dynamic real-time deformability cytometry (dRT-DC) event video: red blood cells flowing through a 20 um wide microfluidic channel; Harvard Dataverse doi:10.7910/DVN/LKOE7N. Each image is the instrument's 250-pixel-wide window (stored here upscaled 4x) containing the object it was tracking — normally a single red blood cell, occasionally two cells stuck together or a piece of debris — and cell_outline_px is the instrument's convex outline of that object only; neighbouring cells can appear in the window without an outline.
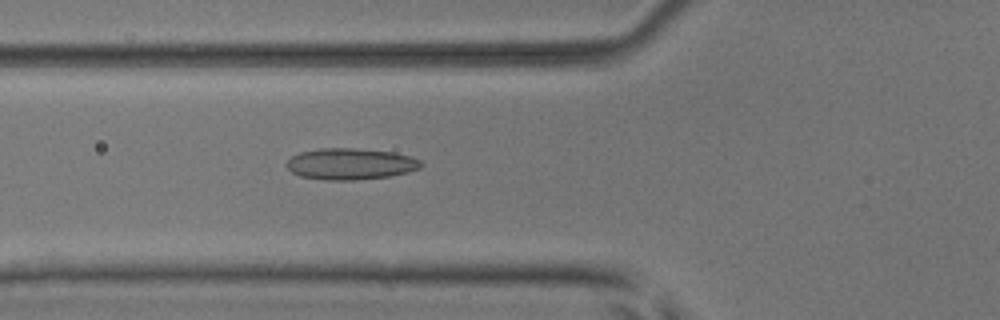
{"species": "common noctule bat (a hibernating species)", "species_latin": "Nyctalus noctula", "temperature_condition": "room temperature", "stored_images_in_passage": 42, "camera_frame_rate_fps": 3000, "um_per_image_px": 0.085, "animal": {"sex": "male", "body_mass_g": 17.9, "forearm_length_mm": 54.2}, "frame": {"image": 1, "passage_image": 8, "time_ms": 2.333, "image_size_px": [1000, 320], "cell_outline_px": [[424, 164], [420, 168], [408, 172], [388, 176], [356, 180], [328, 180], [300, 176], [292, 172], [284, 164], [292, 156], [300, 152], [320, 148], [356, 148], [392, 152], [412, 156], [420, 160]], "centroid_in_image_um": [29.8, 13.93], "position_along_channel_um": 96.0, "area_um2": 24.62}}
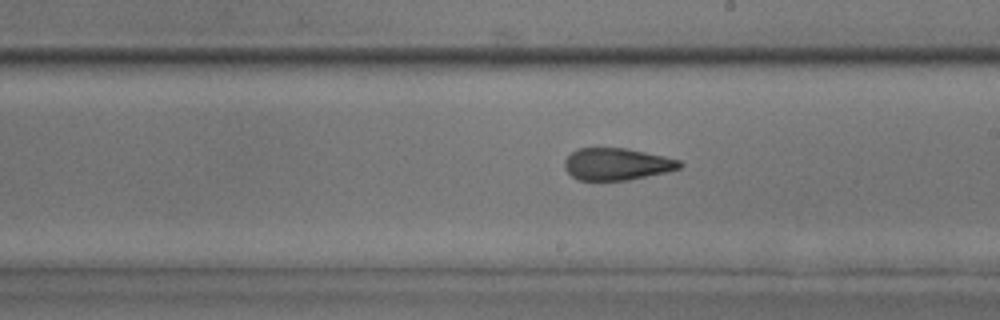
{"frame": {"image": 2, "passage_image": 19, "time_ms": 6.0, "image_size_px": [1000, 320], "cell_outline_px": [[684, 164], [680, 168], [668, 172], [628, 180], [576, 180], [564, 168], [564, 160], [572, 152], [580, 148], [624, 148], [664, 156], [680, 160]], "centroid_in_image_um": [52.44, 13.96], "position_along_channel_um": 236.6, "area_um2": 21.5}}
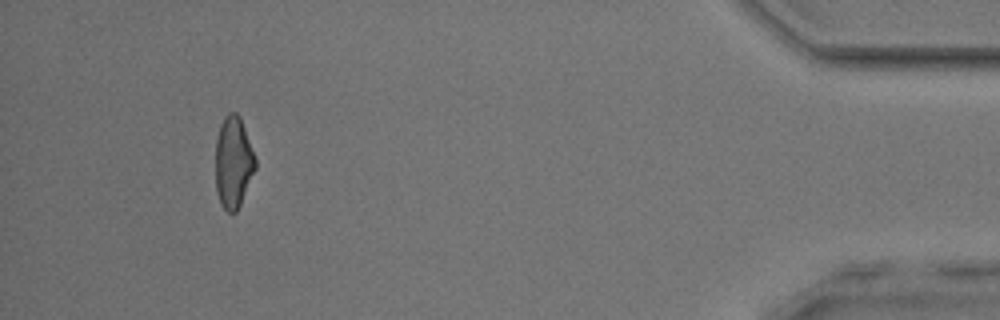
{"frame": {"image": 3, "passage_image": 38, "time_ms": 12.333, "image_size_px": [1000, 320], "cell_outline_px": [[256, 168], [240, 204], [236, 212], [228, 212], [220, 204], [216, 192], [216, 140], [220, 124], [224, 116], [228, 112], [236, 112], [240, 116], [256, 156]], "centroid_in_image_um": [19.84, 13.76], "position_along_channel_um": 415.4, "area_um2": 21.44}, "authors_computed_cell_mechanics": {"area_um2": 22.0218, "velocity_mm_per_s": 3.8449, "shape_relaxation_time_tau1_ms": null, "shape_relaxation_time_tau2_ms": 1.9528, "deformation_change_tau1": null, "deformation_change_tau2": 0.0956}}